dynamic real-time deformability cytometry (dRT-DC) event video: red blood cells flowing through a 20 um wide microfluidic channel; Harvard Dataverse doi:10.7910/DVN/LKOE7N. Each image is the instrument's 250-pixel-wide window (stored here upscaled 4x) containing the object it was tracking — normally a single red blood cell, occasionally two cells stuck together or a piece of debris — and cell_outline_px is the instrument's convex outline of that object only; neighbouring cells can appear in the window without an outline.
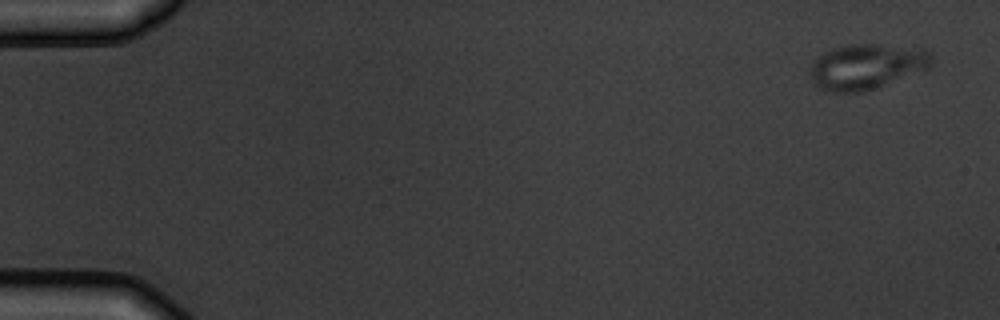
{"species": "common noctule bat (a hibernating species)", "species_latin": "Nyctalus noctula", "temperature_condition": "warm", "stored_images_in_passage": 5, "camera_frame_rate_fps": 3000, "um_per_image_px": 0.085, "animal": {"sex": "male", "body_mass_g": 19.5, "forearm_length_mm": 54.6}, "frame": {"image": 1, "passage_image": 1, "time_ms": 0.0, "image_size_px": [1000, 320], "cell_outline_px": [[932, 64], [928, 68], [872, 88], [860, 92], [828, 92], [816, 88], [812, 84], [808, 76], [808, 68], [820, 56], [832, 48], [852, 44], [876, 44], [924, 48], [932, 52]], "centroid_in_image_um": [73.6, 5.65], "position_along_channel_um": 11.4, "area_um2": 32.14}}